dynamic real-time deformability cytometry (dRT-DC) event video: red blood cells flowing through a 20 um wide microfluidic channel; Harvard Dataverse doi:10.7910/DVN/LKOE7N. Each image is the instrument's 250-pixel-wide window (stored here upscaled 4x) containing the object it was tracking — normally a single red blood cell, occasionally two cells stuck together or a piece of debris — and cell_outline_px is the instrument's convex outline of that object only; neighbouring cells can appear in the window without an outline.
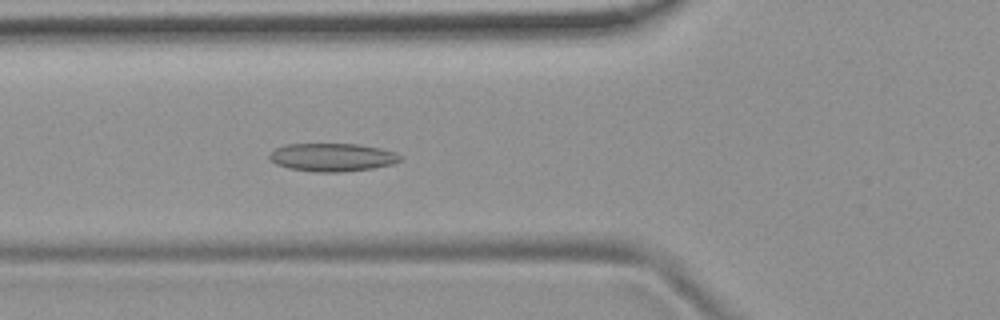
{"species": "common noctule bat (a hibernating species)", "species_latin": "Nyctalus noctula", "temperature_condition": "room temperature", "stored_images_in_passage": 43, "camera_frame_rate_fps": 3000, "um_per_image_px": 0.085, "animal": {"sex": "female", "body_mass_g": 19.9}, "frame": {"image": 1, "passage_image": 9, "time_ms": 2.667, "image_size_px": [1000, 320], "cell_outline_px": [[400, 160], [392, 164], [372, 168], [340, 172], [316, 172], [288, 168], [276, 164], [268, 160], [268, 156], [276, 148], [284, 144], [360, 144], [380, 148], [396, 152], [400, 156]], "centroid_in_image_um": [28.21, 13.36], "position_along_channel_um": 97.6, "area_um2": 21.44}}
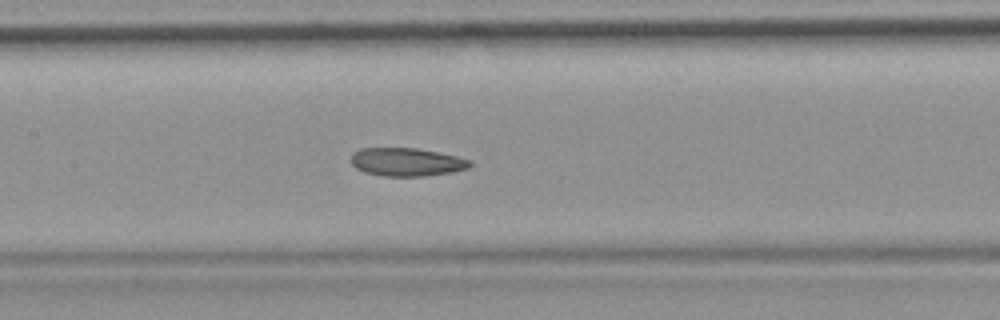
{"frame": {"image": 2, "passage_image": 15, "time_ms": 4.667, "image_size_px": [1000, 320], "cell_outline_px": [[472, 164], [468, 168], [452, 172], [424, 176], [384, 176], [364, 172], [356, 168], [352, 164], [352, 152], [360, 148], [416, 148], [456, 156], [472, 160]], "centroid_in_image_um": [34.56, 13.77], "position_along_channel_um": 172.8, "area_um2": 19.54}}
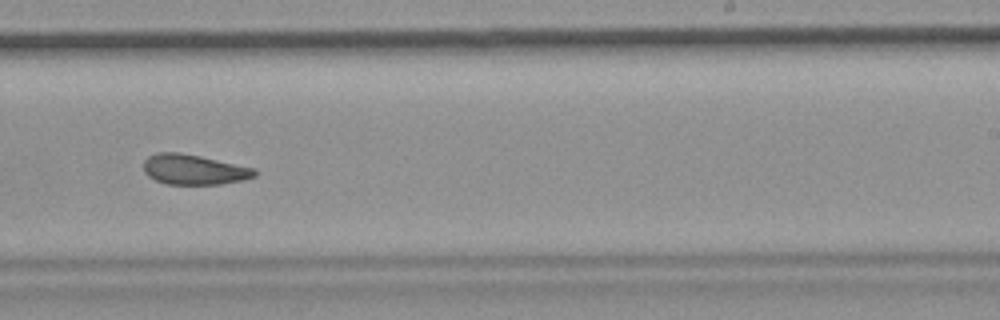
{"frame": {"image": 3, "passage_image": 23, "time_ms": 7.333, "image_size_px": [1000, 320], "cell_outline_px": [[256, 176], [244, 180], [220, 184], [168, 184], [156, 180], [148, 176], [144, 172], [144, 160], [148, 156], [156, 152], [180, 152], [200, 156], [256, 168]], "centroid_in_image_um": [16.49, 14.4], "position_along_channel_um": 272.5, "area_um2": 19.59}, "authors_computed_cell_mechanics": {"area_um2": 20.2878, "velocity_mm_per_s": 3.7473, "shape_relaxation_time_tau1_ms": null, "shape_relaxation_time_tau2_ms": 6.6637, "deformation_change_tau1": null, "deformation_change_tau2": 0.105}}